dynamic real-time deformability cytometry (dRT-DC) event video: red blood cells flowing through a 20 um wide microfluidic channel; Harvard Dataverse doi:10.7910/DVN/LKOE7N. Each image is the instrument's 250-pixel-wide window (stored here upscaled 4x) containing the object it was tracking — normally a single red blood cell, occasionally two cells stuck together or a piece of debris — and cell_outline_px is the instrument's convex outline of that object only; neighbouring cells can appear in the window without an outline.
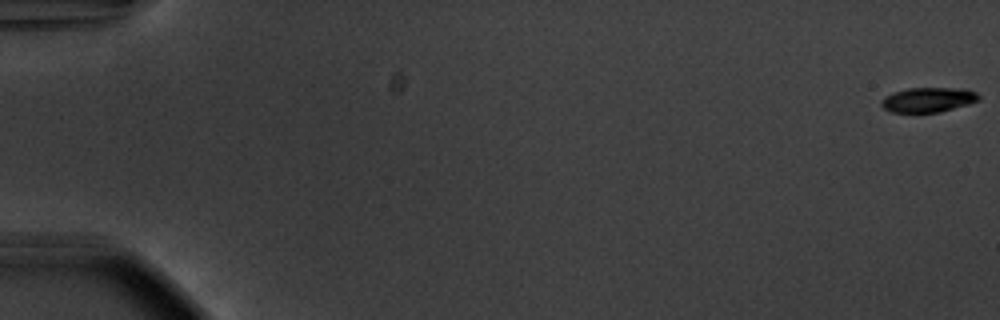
{"species": "common noctule bat (a hibernating species)", "species_latin": "Nyctalus noctula", "temperature_condition": "warm", "stored_images_in_passage": 56, "camera_frame_rate_fps": 3000, "um_per_image_px": 0.085, "animal": {"sex": "male", "body_mass_g": 20.1, "forearm_length_mm": 53.5}, "frame": {"image": 1, "passage_image": 1, "time_ms": 0.0, "image_size_px": [1000, 320], "cell_outline_px": [[980, 100], [968, 104], [940, 112], [892, 112], [884, 108], [880, 104], [884, 96], [892, 92], [908, 88], [964, 88], [976, 92], [980, 96]], "centroid_in_image_um": [78.9, 8.47], "position_along_channel_um": 6.1, "area_um2": 14.1}}
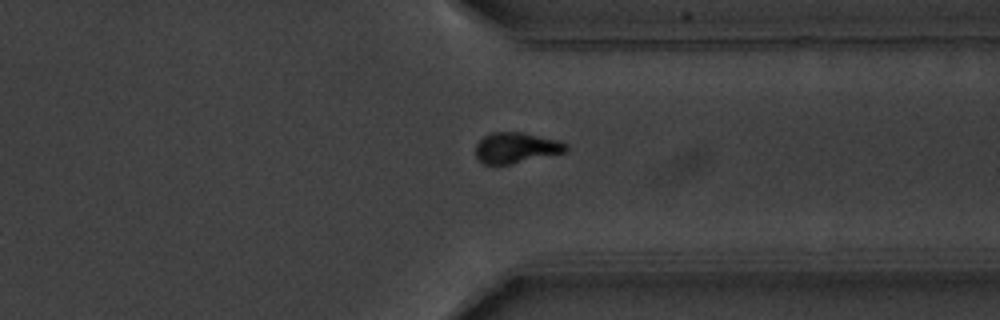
{"frame": {"image": 2, "passage_image": 44, "time_ms": 14.333, "image_size_px": [1000, 320], "cell_outline_px": [[568, 152], [508, 164], [484, 164], [476, 156], [476, 144], [484, 136], [492, 132], [524, 132], [560, 140], [568, 144]], "centroid_in_image_um": [43.92, 12.54], "position_along_channel_um": 367.5, "area_um2": 16.24}}
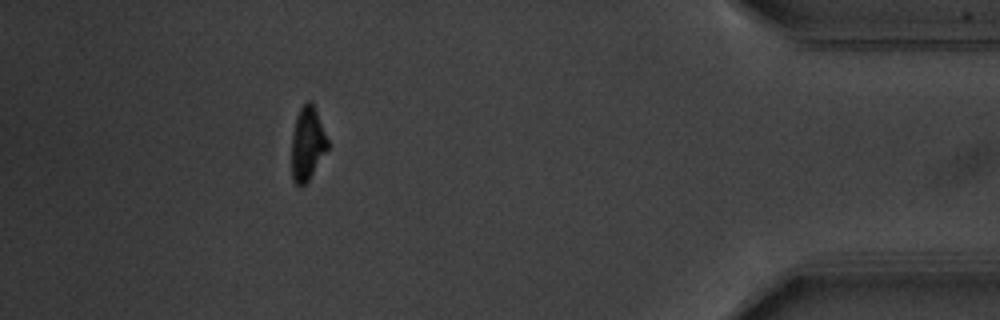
{"frame": {"image": 3, "passage_image": 51, "time_ms": 16.667, "image_size_px": [1000, 320], "cell_outline_px": [[328, 148], [308, 180], [304, 184], [296, 184], [292, 180], [292, 136], [296, 116], [300, 108], [308, 100], [312, 100], [328, 140]], "centroid_in_image_um": [26.12, 12.17], "position_along_channel_um": 409.1, "area_um2": 15.2}, "authors_computed_cell_mechanics": {"area_um2": 16.0973, "velocity_mm_per_s": 3.7475, "shape_relaxation_time_tau1_ms": 2.6043, "shape_relaxation_time_tau2_ms": null, "deformation_change_tau1": 0.1378, "deformation_change_tau2": null}}